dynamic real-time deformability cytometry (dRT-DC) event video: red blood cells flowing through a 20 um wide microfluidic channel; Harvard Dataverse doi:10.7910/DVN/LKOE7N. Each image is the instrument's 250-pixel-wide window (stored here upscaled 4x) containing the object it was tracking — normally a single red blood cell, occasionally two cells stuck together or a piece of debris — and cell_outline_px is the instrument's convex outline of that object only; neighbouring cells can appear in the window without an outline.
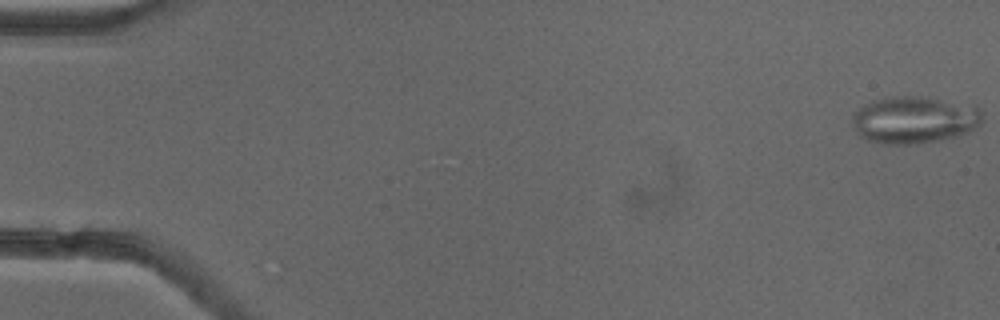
{"species": "common noctule bat (a hibernating species)", "species_latin": "Nyctalus noctula", "temperature_condition": "cold", "stored_images_in_passage": 54, "segment_of_instrument_passage": [1, 2], "camera_frame_rate_fps": 3000, "um_per_image_px": 0.085, "animal": {"sex": "female"}, "frame": {"image": 1, "passage_image": 1, "time_ms": 0.0, "image_size_px": [1000, 320], "cell_outline_px": [[984, 120], [980, 124], [968, 132], [940, 140], [916, 144], [884, 144], [868, 140], [860, 136], [856, 132], [852, 124], [852, 116], [864, 104], [872, 100], [884, 96], [924, 96], [976, 104], [980, 108]], "centroid_in_image_um": [77.74, 10.16], "position_along_channel_um": 7.3, "area_um2": 36.41}}